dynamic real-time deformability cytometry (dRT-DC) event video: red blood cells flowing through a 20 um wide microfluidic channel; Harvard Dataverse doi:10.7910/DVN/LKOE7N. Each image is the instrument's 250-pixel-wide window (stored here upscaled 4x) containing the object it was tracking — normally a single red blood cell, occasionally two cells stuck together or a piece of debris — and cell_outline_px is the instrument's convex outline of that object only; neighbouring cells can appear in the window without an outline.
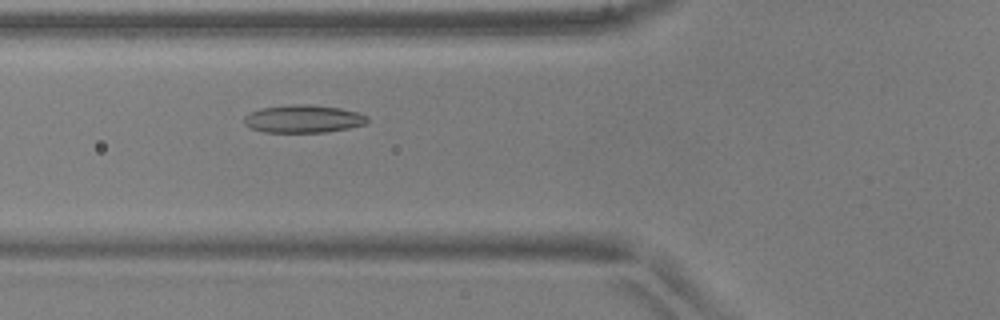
{"species": "common noctule bat (a hibernating species)", "species_latin": "Nyctalus noctula", "temperature_condition": "warm", "stored_images_in_passage": 49, "camera_frame_rate_fps": 3000, "um_per_image_px": 0.085, "animal": {"sex": "male", "body_mass_g": 17.9, "forearm_length_mm": 54.2}, "frame": {"image": 1, "passage_image": 17, "time_ms": 5.333, "image_size_px": [1000, 320], "cell_outline_px": [[368, 120], [364, 124], [348, 128], [324, 132], [264, 132], [248, 128], [244, 124], [244, 116], [260, 108], [292, 104], [308, 104], [340, 108], [360, 112], [368, 116]], "centroid_in_image_um": [25.76, 10.1], "position_along_channel_um": 100.0, "area_um2": 20.06}}
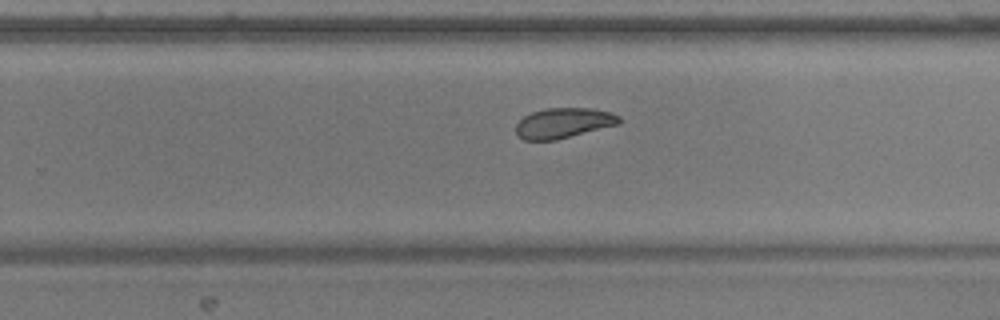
{"frame": {"image": 2, "passage_image": 31, "time_ms": 10.0, "image_size_px": [1000, 320], "cell_outline_px": [[620, 124], [556, 140], [524, 140], [516, 132], [516, 124], [524, 116], [532, 112], [544, 108], [592, 108], [612, 112], [620, 116]], "centroid_in_image_um": [47.92, 10.45], "position_along_channel_um": 281.9, "area_um2": 18.26}}
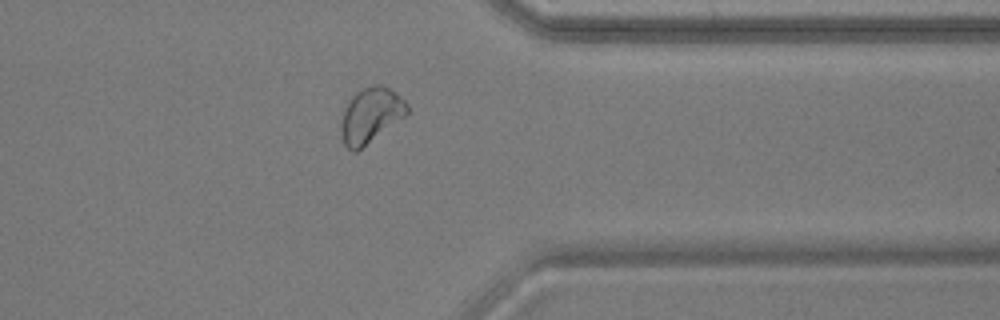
{"frame": {"image": 3, "passage_image": 39, "time_ms": 12.667, "image_size_px": [1000, 320], "cell_outline_px": [[408, 112], [404, 116], [356, 152], [352, 152], [344, 144], [340, 132], [340, 124], [344, 108], [348, 100], [360, 88], [372, 84], [380, 84], [396, 92], [408, 104]], "centroid_in_image_um": [31.47, 9.77], "position_along_channel_um": 379.9, "area_um2": 21.21}, "authors_computed_cell_mechanics": {"area_um2": 19.941, "velocity_mm_per_s": 3.9037, "shape_relaxation_time_tau1_ms": null, "shape_relaxation_time_tau2_ms": 3.0512, "deformation_change_tau1": null, "deformation_change_tau2": 0.0852}}